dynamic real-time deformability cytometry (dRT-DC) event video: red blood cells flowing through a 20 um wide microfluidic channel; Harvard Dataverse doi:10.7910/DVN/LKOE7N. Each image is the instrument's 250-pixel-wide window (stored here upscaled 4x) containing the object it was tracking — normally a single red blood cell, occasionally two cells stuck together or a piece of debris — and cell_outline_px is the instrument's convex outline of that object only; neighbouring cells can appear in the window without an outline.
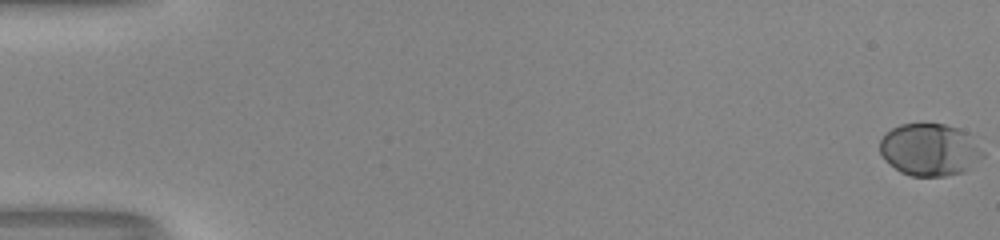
{"species": "human", "species_latin": "Homo sapiens", "temperature_condition": "room temperature", "stored_images_in_passage": 55, "camera_frame_rate_fps": 3000, "um_per_image_px": 0.085, "donor": {"sex": "male"}, "frame": {"image": 1, "passage_image": 1, "time_ms": 0.0, "image_size_px": [1000, 240], "cell_outline_px": [[984, 156], [964, 172], [944, 176], [912, 176], [900, 172], [884, 160], [880, 152], [880, 140], [884, 132], [900, 124], [944, 124], [968, 132], [984, 152]], "centroid_in_image_um": [79.01, 12.72], "position_along_channel_um": 6.0, "area_um2": 31.56}}
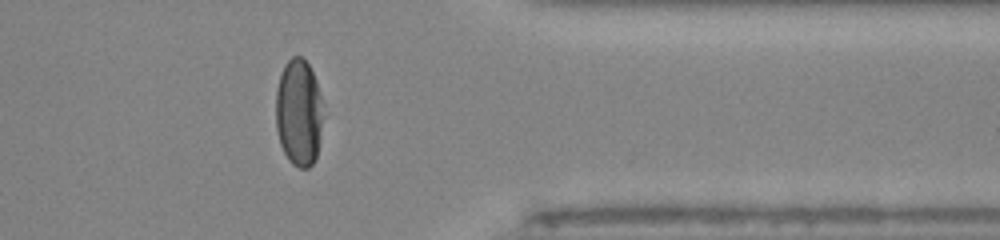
{"frame": {"image": 2, "passage_image": 45, "time_ms": 14.667, "image_size_px": [1000, 240], "cell_outline_px": [[324, 116], [316, 156], [312, 164], [308, 168], [300, 168], [292, 164], [288, 160], [280, 144], [276, 128], [276, 88], [280, 72], [284, 64], [292, 56], [300, 56], [308, 64], [316, 80], [324, 104]], "centroid_in_image_um": [25.4, 9.56], "position_along_channel_um": 386.0, "area_um2": 30.06}}
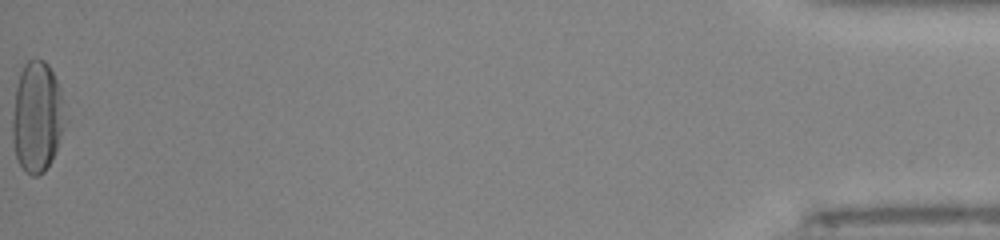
{"frame": {"image": 3, "passage_image": 55, "time_ms": 18.0, "image_size_px": [1000, 240], "cell_outline_px": [[68, 120], [52, 160], [44, 172], [36, 176], [32, 176], [24, 172], [16, 156], [12, 140], [12, 116], [16, 88], [20, 72], [24, 64], [28, 60], [44, 60], [48, 64], [60, 88], [64, 100]], "centroid_in_image_um": [3.18, 9.96], "position_along_channel_um": 432.0, "area_um2": 34.51}, "authors_computed_cell_mechanics": {"area_um2": 32.0212, "velocity_mm_per_s": 4.0254, "shape_relaxation_time_tau1_ms": 3.8165, "shape_relaxation_time_tau2_ms": null, "deformation_change_tau1": 0.2063, "deformation_change_tau2": null}}